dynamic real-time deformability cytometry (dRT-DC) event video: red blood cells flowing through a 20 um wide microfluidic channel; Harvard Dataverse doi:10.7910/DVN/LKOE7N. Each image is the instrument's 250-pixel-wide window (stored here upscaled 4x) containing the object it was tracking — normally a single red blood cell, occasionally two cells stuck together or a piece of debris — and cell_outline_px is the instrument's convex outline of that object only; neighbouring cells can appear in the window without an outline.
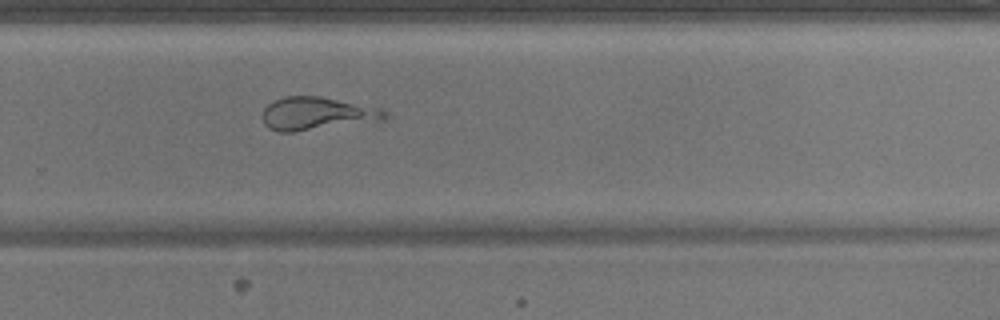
{"species": "common noctule bat (a hibernating species)", "species_latin": "Nyctalus noctula", "temperature_condition": "warm", "stored_images_in_passage": 56, "camera_frame_rate_fps": 3000, "um_per_image_px": 0.085, "animal": {"sex": "male", "body_mass_g": 17.9}, "frame": {"image": 1, "passage_image": 39, "time_ms": 12.667, "image_size_px": [1000, 320], "cell_outline_px": [[392, 116], [388, 120], [292, 132], [280, 132], [268, 128], [264, 124], [264, 108], [268, 104], [284, 96], [320, 96], [384, 108]], "centroid_in_image_um": [27.06, 9.66], "position_along_channel_um": 302.7, "area_um2": 23.93}}